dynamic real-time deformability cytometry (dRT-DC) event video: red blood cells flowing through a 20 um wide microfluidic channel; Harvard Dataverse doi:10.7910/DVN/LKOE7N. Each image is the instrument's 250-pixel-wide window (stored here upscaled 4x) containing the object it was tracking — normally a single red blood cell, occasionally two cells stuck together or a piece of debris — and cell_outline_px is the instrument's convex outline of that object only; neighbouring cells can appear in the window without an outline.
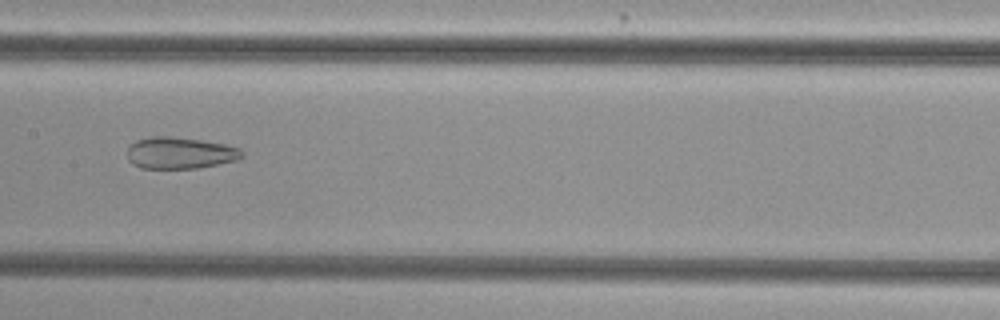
{"species": "common noctule bat (a hibernating species)", "species_latin": "Nyctalus noctula", "temperature_condition": "cold", "stored_images_in_passage": 50, "camera_frame_rate_fps": 3000, "um_per_image_px": 0.085, "animal": {"sex": "female", "body_mass_g": 29.2, "forearm_length_mm": 56.3}, "frame": {"image": 1, "passage_image": 24, "time_ms": 7.667, "image_size_px": [1000, 320], "cell_outline_px": [[244, 156], [236, 160], [196, 168], [140, 168], [132, 164], [128, 160], [128, 148], [136, 140], [148, 136], [168, 136], [200, 140], [224, 144], [240, 148], [244, 152]], "centroid_in_image_um": [15.28, 13.0], "position_along_channel_um": 192.1, "area_um2": 21.1}}
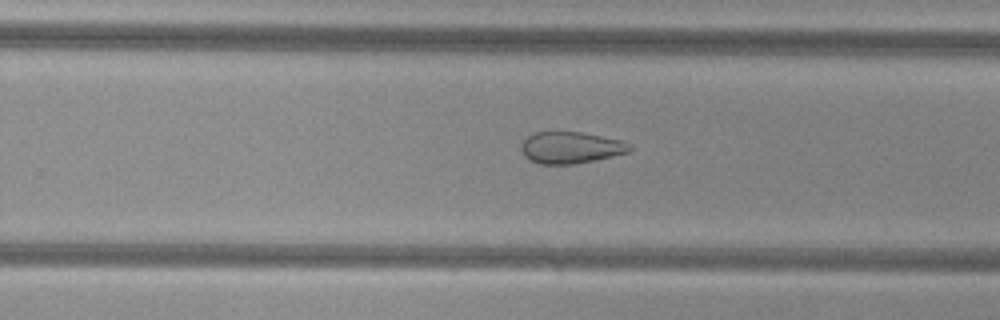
{"frame": {"image": 2, "passage_image": 31, "time_ms": 10.0, "image_size_px": [1000, 320], "cell_outline_px": [[632, 148], [628, 152], [596, 160], [572, 164], [540, 164], [528, 160], [524, 156], [520, 148], [520, 144], [532, 132], [580, 132], [624, 140], [632, 144]], "centroid_in_image_um": [48.51, 12.54], "position_along_channel_um": 281.3, "area_um2": 20.23}}
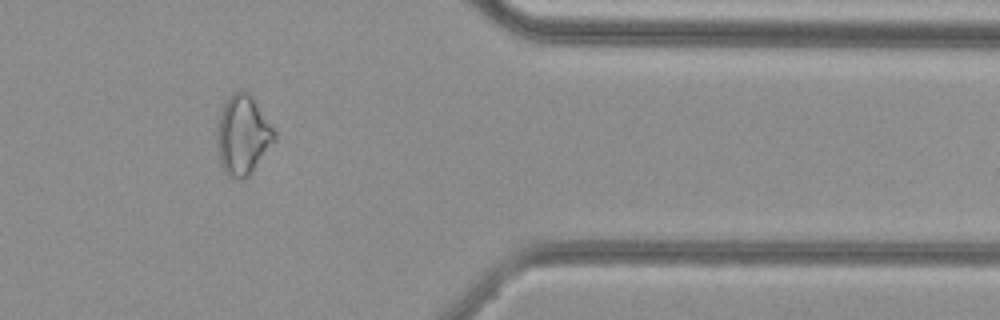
{"frame": {"image": 3, "passage_image": 41, "time_ms": 13.333, "image_size_px": [1000, 320], "cell_outline_px": [[276, 140], [252, 172], [244, 180], [240, 180], [228, 176], [224, 172], [220, 164], [216, 144], [216, 140], [220, 112], [224, 100], [232, 92], [240, 88], [252, 92], [276, 132]], "centroid_in_image_um": [20.64, 11.43], "position_along_channel_um": 390.8, "area_um2": 27.51}, "authors_computed_cell_mechanics": {"area_um2": 26.8481, "velocity_mm_per_s": 3.8312, "shape_relaxation_time_tau1_ms": null, "shape_relaxation_time_tau2_ms": 2.673, "deformation_change_tau1": null, "deformation_change_tau2": 0.1055}}